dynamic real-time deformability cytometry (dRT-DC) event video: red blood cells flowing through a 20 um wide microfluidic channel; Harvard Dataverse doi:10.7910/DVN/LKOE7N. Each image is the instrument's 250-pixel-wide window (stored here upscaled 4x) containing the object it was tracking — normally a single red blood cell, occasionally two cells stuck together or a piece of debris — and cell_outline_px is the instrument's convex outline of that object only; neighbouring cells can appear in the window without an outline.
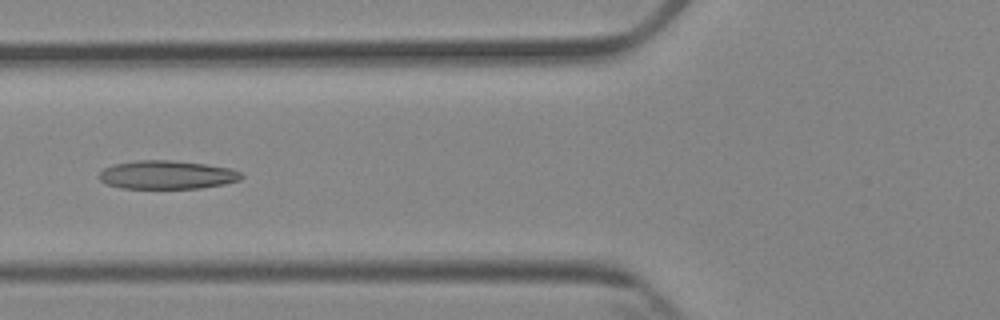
{"species": "Egyptian fruit bat (a non-hibernating species)", "species_latin": "Rousettus aegyptiacus", "temperature_condition": "cold", "stored_images_in_passage": 6, "camera_frame_rate_fps": 3000, "um_per_image_px": 0.085, "animal": {"sex": "female"}, "frame": {"image": 1, "passage_image": 5, "time_ms": 5.667, "image_size_px": [1000, 320], "cell_outline_px": [[244, 176], [240, 180], [224, 184], [200, 188], [120, 188], [104, 184], [96, 176], [104, 168], [112, 164], [136, 160], [172, 160], [204, 164], [232, 168], [244, 172]], "centroid_in_image_um": [14.18, 14.86], "position_along_channel_um": 111.6, "area_um2": 23.99}}
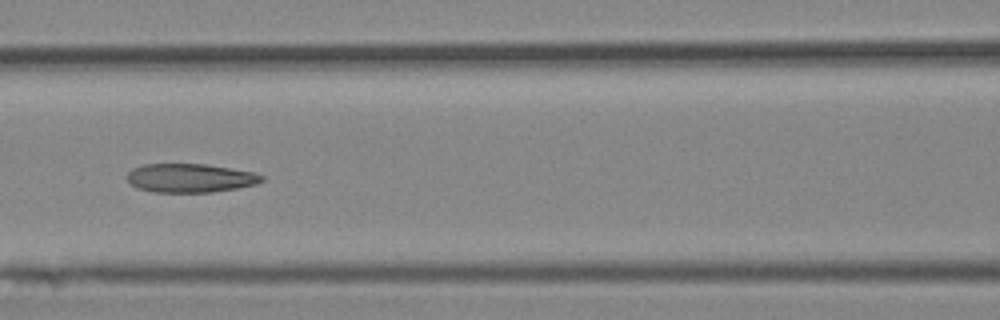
{"frame": {"image": 2, "passage_image": 6, "time_ms": 6.667, "image_size_px": [1000, 320], "cell_outline_px": [[264, 180], [256, 184], [236, 188], [212, 192], [152, 192], [136, 188], [128, 180], [128, 172], [132, 168], [144, 164], [204, 164], [256, 172], [264, 176]], "centroid_in_image_um": [16.17, 15.13], "position_along_channel_um": 150.4, "area_um2": 22.6}}